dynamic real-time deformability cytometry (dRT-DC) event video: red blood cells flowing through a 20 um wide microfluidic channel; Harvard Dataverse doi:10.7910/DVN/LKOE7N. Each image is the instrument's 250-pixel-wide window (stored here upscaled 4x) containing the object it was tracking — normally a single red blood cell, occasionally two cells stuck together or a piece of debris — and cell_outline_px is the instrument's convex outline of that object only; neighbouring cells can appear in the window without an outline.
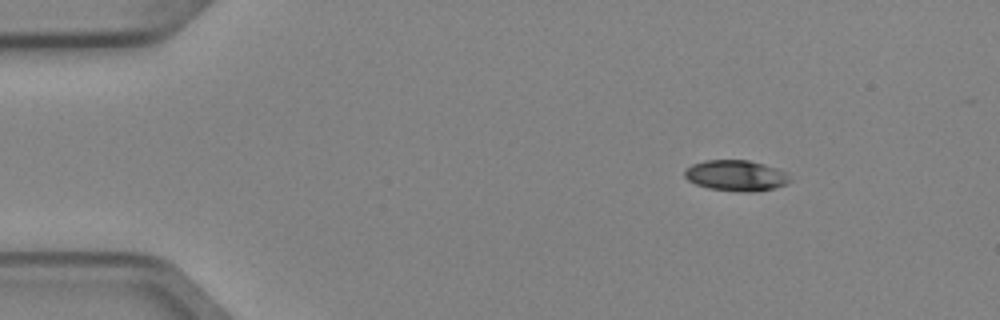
{"species": "Egyptian fruit bat (a non-hibernating species)", "species_latin": "Rousettus aegyptiacus", "temperature_condition": "cold", "stored_images_in_passage": 4, "camera_frame_rate_fps": 3000, "um_per_image_px": 0.085, "animal": {"sex": "female"}, "frame": {"image": 1, "passage_image": 1, "time_ms": 0.0, "image_size_px": [1000, 320], "cell_outline_px": [[792, 180], [788, 184], [776, 188], [756, 192], [744, 192], [708, 188], [696, 184], [688, 180], [684, 176], [684, 172], [692, 164], [704, 160], [748, 160], [764, 164], [788, 172]], "centroid_in_image_um": [62.62, 14.93], "position_along_channel_um": 22.4, "area_um2": 19.13}}
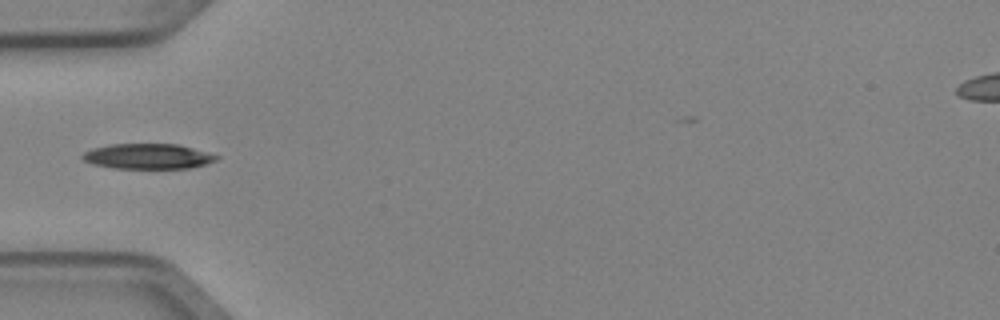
{"frame": {"image": 2, "passage_image": 4, "time_ms": 1.0, "image_size_px": [1000, 320], "cell_outline_px": [[220, 156], [216, 160], [204, 164], [188, 168], [112, 168], [92, 164], [84, 160], [80, 156], [84, 152], [92, 148], [112, 144], [176, 144], [192, 148]], "centroid_in_image_um": [12.52, 13.29], "position_along_channel_um": 72.5, "area_um2": 19.54}}